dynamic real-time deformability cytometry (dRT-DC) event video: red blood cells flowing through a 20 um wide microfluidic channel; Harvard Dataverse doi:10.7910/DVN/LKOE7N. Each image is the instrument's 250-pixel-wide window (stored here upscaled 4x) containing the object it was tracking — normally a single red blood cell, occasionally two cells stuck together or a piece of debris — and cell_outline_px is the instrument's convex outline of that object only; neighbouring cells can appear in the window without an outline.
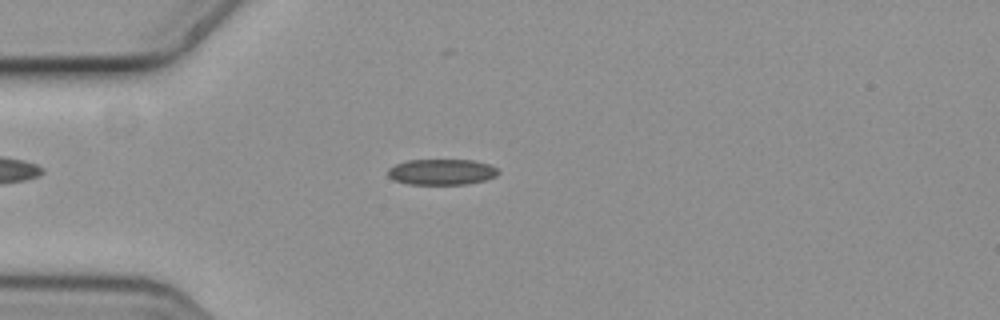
{"species": "common noctule bat (a hibernating species)", "species_latin": "Nyctalus noctula", "temperature_condition": "cold", "stored_images_in_passage": 5, "camera_frame_rate_fps": 3000, "um_per_image_px": 0.085, "animal": {"sex": "female", "body_mass_g": 19.3, "forearm_length_mm": 54.1}, "frame": {"image": 1, "passage_image": 2, "time_ms": 0.333, "image_size_px": [1000, 320], "cell_outline_px": [[500, 172], [496, 176], [484, 180], [468, 184], [408, 184], [392, 180], [388, 176], [388, 168], [396, 164], [408, 160], [476, 160], [488, 164], [496, 168]], "centroid_in_image_um": [37.53, 14.61], "position_along_channel_um": 47.5, "area_um2": 16.65}}
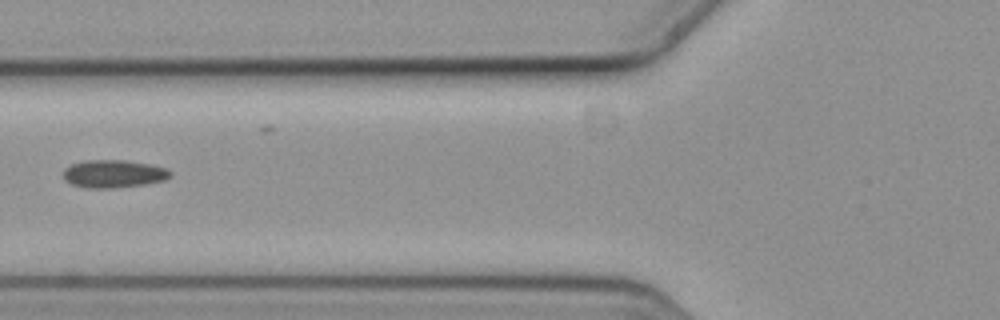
{"frame": {"image": 2, "passage_image": 4, "time_ms": 1.0, "image_size_px": [1000, 320], "cell_outline_px": [[172, 176], [164, 180], [144, 184], [112, 188], [88, 188], [72, 184], [64, 180], [64, 168], [72, 164], [84, 160], [124, 160], [152, 164], [168, 168], [172, 172]], "centroid_in_image_um": [9.68, 14.76], "position_along_channel_um": 116.1, "area_um2": 17.46}}